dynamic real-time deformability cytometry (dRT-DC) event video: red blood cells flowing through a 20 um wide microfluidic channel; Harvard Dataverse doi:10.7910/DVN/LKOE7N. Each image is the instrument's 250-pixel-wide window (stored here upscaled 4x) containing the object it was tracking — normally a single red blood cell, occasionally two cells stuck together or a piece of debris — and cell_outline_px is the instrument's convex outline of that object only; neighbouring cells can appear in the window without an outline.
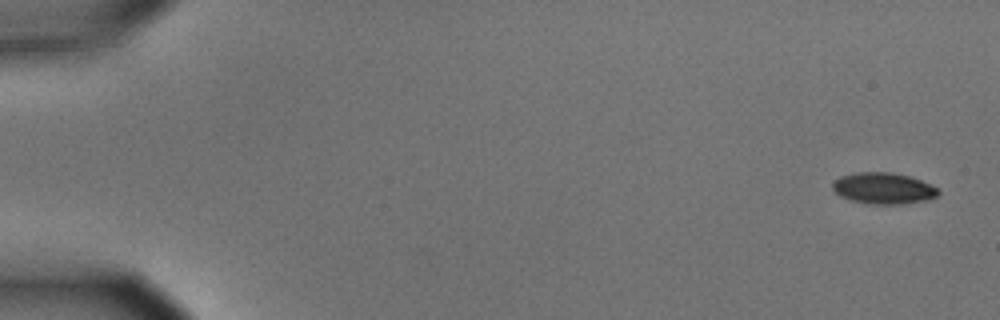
{"species": "common noctule bat (a hibernating species)", "species_latin": "Nyctalus noctula", "temperature_condition": "cold", "stored_images_in_passage": 6, "camera_frame_rate_fps": 3000, "um_per_image_px": 0.085, "animal": {"sex": "male", "body_mass_g": 15.6}, "frame": {"image": 1, "passage_image": 1, "time_ms": 0.0, "image_size_px": [1000, 320], "cell_outline_px": [[940, 192], [936, 196], [924, 200], [900, 204], [868, 204], [852, 200], [840, 196], [832, 188], [832, 180], [840, 176], [856, 172], [892, 172], [908, 176], [920, 180], [936, 188]], "centroid_in_image_um": [75.02, 15.99], "position_along_channel_um": 10.0, "area_um2": 19.13}}
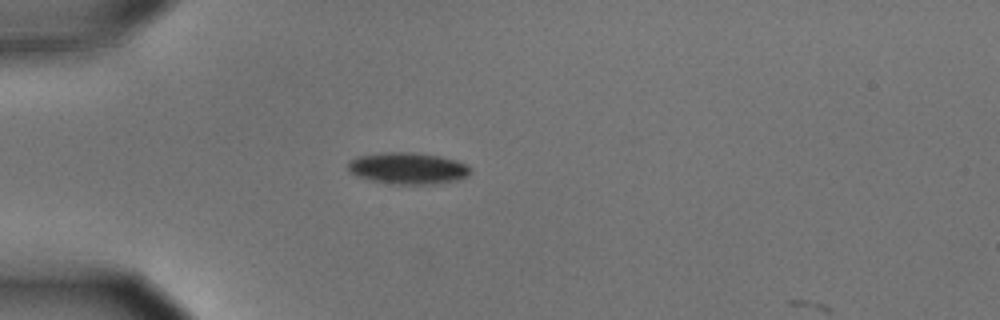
{"frame": {"image": 2, "passage_image": 5, "time_ms": 1.333, "image_size_px": [1000, 320], "cell_outline_px": [[472, 172], [468, 176], [456, 180], [436, 184], [392, 184], [368, 180], [348, 172], [348, 164], [356, 156], [384, 152], [416, 152], [440, 156], [456, 160], [472, 168]], "centroid_in_image_um": [34.67, 14.3], "position_along_channel_um": 50.3, "area_um2": 22.77}}